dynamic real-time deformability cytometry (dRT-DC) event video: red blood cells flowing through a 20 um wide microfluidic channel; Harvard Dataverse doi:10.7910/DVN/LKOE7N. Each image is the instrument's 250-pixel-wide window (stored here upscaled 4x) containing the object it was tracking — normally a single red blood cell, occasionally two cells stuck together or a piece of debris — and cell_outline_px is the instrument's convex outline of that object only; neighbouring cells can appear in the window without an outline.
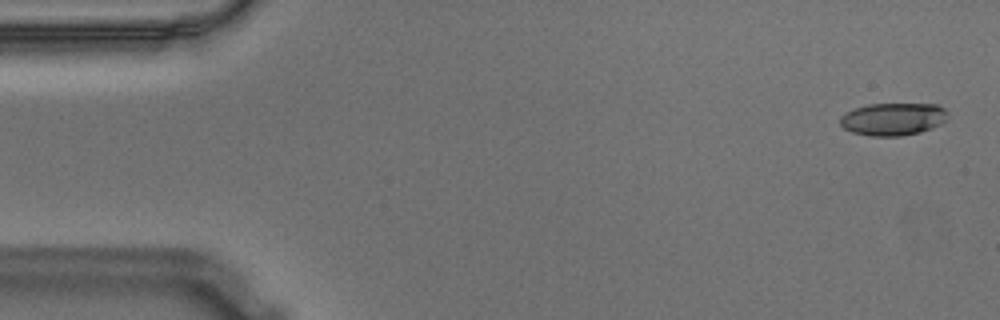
{"species": "Egyptian fruit bat (a non-hibernating species)", "species_latin": "Rousettus aegyptiacus", "temperature_condition": "warm", "stored_images_in_passage": 57, "camera_frame_rate_fps": 3000, "um_per_image_px": 0.085, "animal": {"sex": "male"}, "frame": {"image": 1, "passage_image": 2, "time_ms": 0.333, "image_size_px": [1000, 320], "cell_outline_px": [[948, 120], [932, 128], [920, 132], [900, 136], [872, 136], [852, 132], [844, 128], [840, 124], [840, 116], [856, 108], [868, 104], [936, 104], [944, 108], [948, 112]], "centroid_in_image_um": [75.94, 10.12], "position_along_channel_um": 9.1, "area_um2": 20.46}}
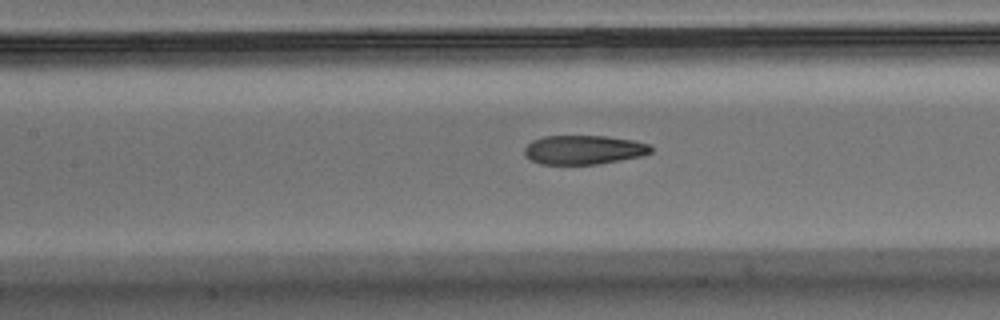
{"frame": {"image": 2, "passage_image": 25, "time_ms": 8.0, "image_size_px": [1000, 320], "cell_outline_px": [[652, 152], [640, 156], [596, 164], [540, 164], [524, 156], [524, 148], [532, 140], [544, 136], [608, 136], [632, 140], [648, 144], [652, 148]], "centroid_in_image_um": [49.58, 12.73], "position_along_channel_um": 157.8, "area_um2": 21.33}}
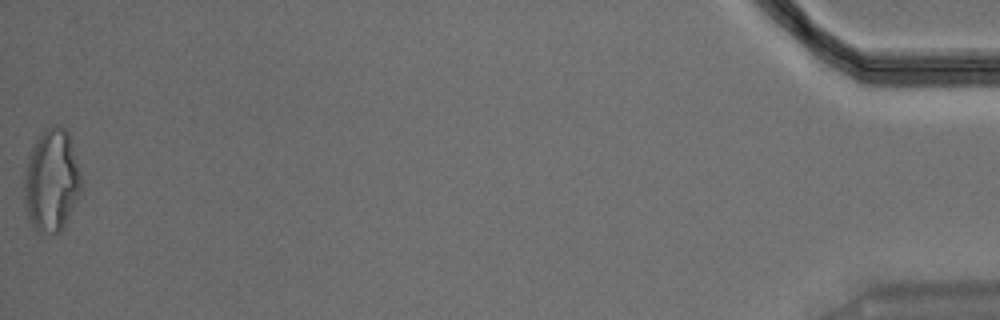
{"frame": {"image": 3, "passage_image": 57, "time_ms": 18.667, "image_size_px": [1000, 320], "cell_outline_px": [[84, 184], [64, 228], [60, 232], [36, 232], [28, 216], [24, 200], [24, 180], [28, 156], [32, 144], [36, 136], [44, 128], [52, 124], [56, 124], [64, 128], [68, 132], [80, 168]], "centroid_in_image_um": [4.4, 15.3], "position_along_channel_um": 430.8, "area_um2": 34.74}, "authors_computed_cell_mechanics": {"area_um2": 22.8888, "velocity_mm_per_s": 3.5111, "shape_relaxation_time_tau1_ms": 8.3191, "shape_relaxation_time_tau2_ms": 2.3449, "deformation_change_tau1": 0.2365, "deformation_change_tau2": 0.1019}}